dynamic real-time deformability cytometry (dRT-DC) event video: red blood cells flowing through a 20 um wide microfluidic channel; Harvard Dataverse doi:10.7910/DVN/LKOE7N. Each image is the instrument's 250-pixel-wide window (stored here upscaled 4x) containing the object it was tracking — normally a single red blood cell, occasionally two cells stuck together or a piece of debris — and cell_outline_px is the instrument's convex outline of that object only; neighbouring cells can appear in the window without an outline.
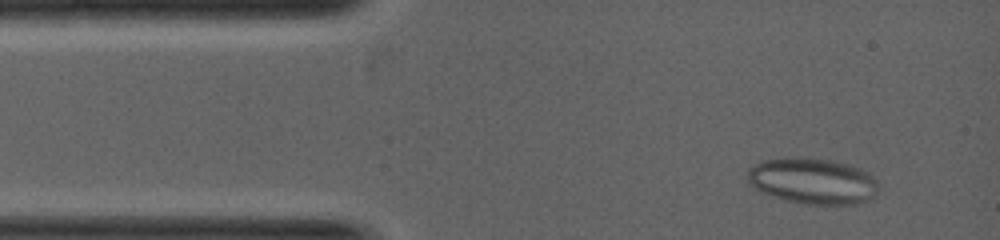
{"species": "common noctule bat (a hibernating species)", "species_latin": "Nyctalus noctula", "temperature_condition": "warm", "stored_images_in_passage": 3, "camera_frame_rate_fps": 5000, "um_per_image_px": 0.085, "animal": {"sex": "female", "body_mass_g": 19.0, "forearm_length_mm": 53.3}, "frame": {"image": 1, "passage_image": 1, "time_ms": 0.0, "image_size_px": [1000, 240], "cell_outline_px": [[876, 180], [860, 200], [856, 204], [816, 204], [788, 200], [764, 192], [756, 188], [748, 180], [748, 172], [752, 164], [760, 160], [792, 156], [804, 156], [836, 160], [860, 168], [868, 172]], "centroid_in_image_um": [68.93, 15.3], "position_along_channel_um": 16.1, "area_um2": 33.99}}